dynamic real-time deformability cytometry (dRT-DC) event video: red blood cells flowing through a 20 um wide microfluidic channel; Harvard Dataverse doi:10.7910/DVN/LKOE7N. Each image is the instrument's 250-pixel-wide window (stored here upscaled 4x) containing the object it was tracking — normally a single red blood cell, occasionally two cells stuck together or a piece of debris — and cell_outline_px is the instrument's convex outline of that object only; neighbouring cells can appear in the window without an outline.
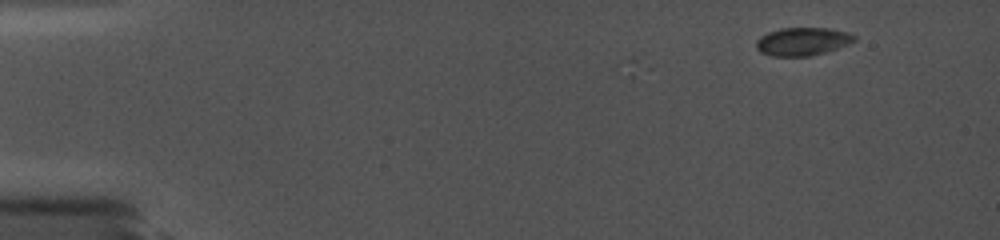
{"species": "common noctule bat (a hibernating species)", "species_latin": "Nyctalus noctula", "temperature_condition": "cold", "stored_images_in_passage": 10, "camera_frame_rate_fps": 5000, "um_per_image_px": 0.085, "animal": {"sex": "female", "body_mass_g": 19.0, "forearm_length_mm": 56.7}, "frame": {"image": 1, "passage_image": 1, "time_ms": 0.0, "image_size_px": [1000, 240], "cell_outline_px": [[856, 40], [848, 44], [824, 52], [808, 56], [772, 56], [760, 52], [756, 48], [756, 40], [760, 36], [768, 32], [780, 28], [828, 28], [848, 32], [856, 36]], "centroid_in_image_um": [68.19, 3.52], "position_along_channel_um": 16.8, "area_um2": 16.01}}